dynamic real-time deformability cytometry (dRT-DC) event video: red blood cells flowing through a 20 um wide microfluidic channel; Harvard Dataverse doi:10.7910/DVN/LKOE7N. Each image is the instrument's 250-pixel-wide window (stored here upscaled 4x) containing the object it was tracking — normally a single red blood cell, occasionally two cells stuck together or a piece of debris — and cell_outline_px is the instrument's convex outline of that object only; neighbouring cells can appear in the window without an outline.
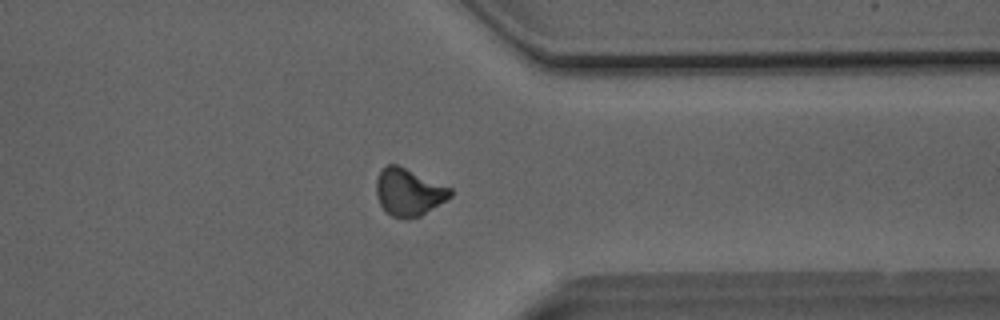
{"species": "Egyptian fruit bat (a non-hibernating species)", "species_latin": "Rousettus aegyptiacus", "temperature_condition": "room temperature", "stored_images_in_passage": 18, "camera_frame_rate_fps": 3000, "um_per_image_px": 0.085, "animal": {"sex": "male"}, "frame": {"image": 1, "passage_image": 16, "time_ms": 5.0, "image_size_px": [1000, 320], "cell_outline_px": [[452, 196], [420, 216], [408, 220], [404, 220], [392, 216], [384, 212], [376, 196], [376, 180], [380, 172], [388, 164], [396, 164], [452, 188]], "centroid_in_image_um": [34.72, 16.36], "position_along_channel_um": 376.7, "area_um2": 20.46}}